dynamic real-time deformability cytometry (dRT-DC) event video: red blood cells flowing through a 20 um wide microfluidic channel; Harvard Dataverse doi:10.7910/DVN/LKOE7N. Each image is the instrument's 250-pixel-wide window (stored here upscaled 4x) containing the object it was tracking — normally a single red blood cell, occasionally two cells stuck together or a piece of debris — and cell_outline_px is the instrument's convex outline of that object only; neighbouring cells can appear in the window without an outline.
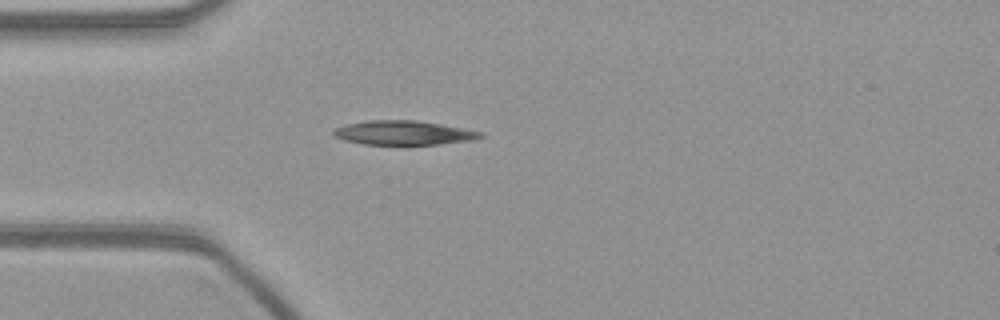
{"species": "common noctule bat (a hibernating species)", "species_latin": "Nyctalus noctula", "temperature_condition": "warm", "stored_images_in_passage": 33, "camera_frame_rate_fps": 3000, "um_per_image_px": 0.085, "animal": {"sex": "female", "body_mass_g": 21.9}, "frame": {"image": 1, "passage_image": 1, "time_ms": 0.0, "image_size_px": [1000, 320], "cell_outline_px": [[484, 136], [472, 140], [440, 144], [364, 144], [344, 140], [332, 136], [332, 128], [348, 124], [368, 120], [416, 120], [484, 132]], "centroid_in_image_um": [34.26, 11.28], "position_along_channel_um": 50.7, "area_um2": 20.63}}
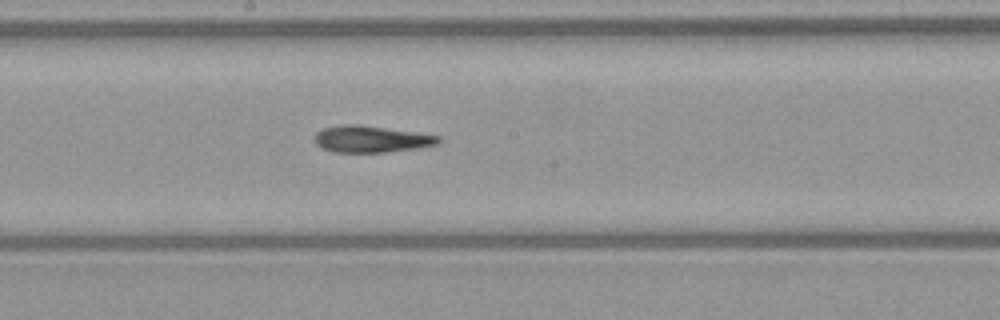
{"frame": {"image": 2, "passage_image": 15, "time_ms": 4.667, "image_size_px": [1000, 320], "cell_outline_px": [[444, 140], [440, 144], [420, 148], [384, 152], [332, 152], [316, 144], [316, 132], [324, 128], [344, 124], [356, 124], [416, 132], [440, 136]], "centroid_in_image_um": [31.63, 11.83], "position_along_channel_um": 216.6, "area_um2": 19.25}}
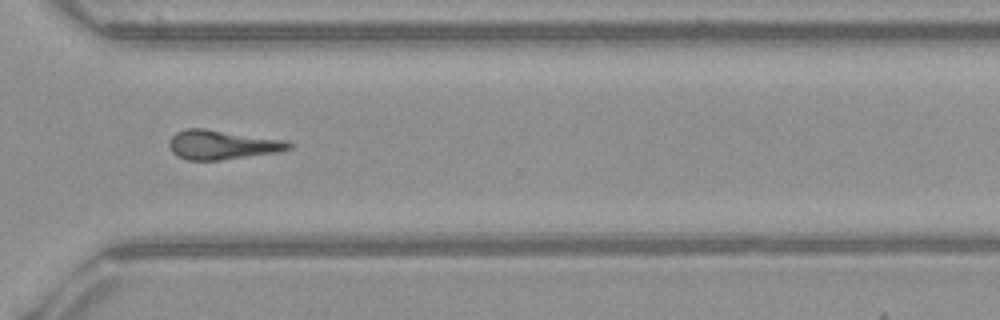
{"frame": {"image": 3, "passage_image": 26, "time_ms": 8.333, "image_size_px": [1000, 320], "cell_outline_px": [[292, 148], [280, 152], [220, 160], [188, 160], [176, 156], [172, 152], [168, 144], [168, 140], [176, 132], [184, 128], [204, 128], [288, 140], [292, 144]], "centroid_in_image_um": [18.89, 12.3], "position_along_channel_um": 351.7, "area_um2": 20.75}}